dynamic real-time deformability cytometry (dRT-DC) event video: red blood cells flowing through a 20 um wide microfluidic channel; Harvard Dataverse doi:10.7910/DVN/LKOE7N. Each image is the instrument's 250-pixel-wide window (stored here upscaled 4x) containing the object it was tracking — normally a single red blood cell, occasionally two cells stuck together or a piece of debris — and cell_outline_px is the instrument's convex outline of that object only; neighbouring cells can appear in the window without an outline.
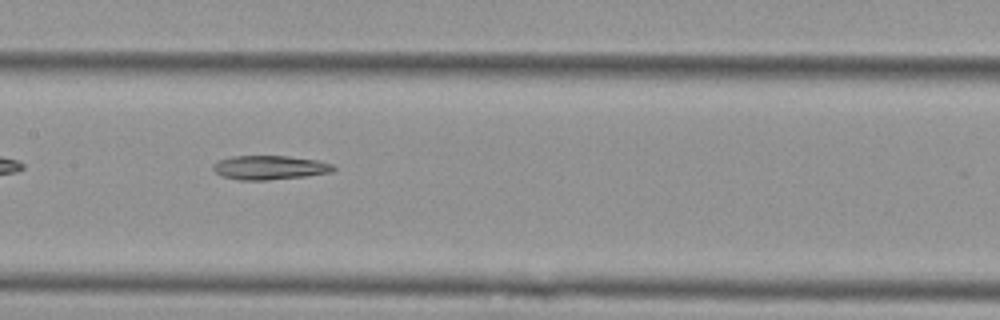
{"species": "Egyptian fruit bat (a non-hibernating species)", "species_latin": "Rousettus aegyptiacus", "temperature_condition": "cold", "stored_images_in_passage": 39, "camera_frame_rate_fps": 3000, "um_per_image_px": 0.085, "animal": {"sex": "female"}, "frame": {"image": 1, "passage_image": 12, "time_ms": 3.667, "image_size_px": [1000, 320], "cell_outline_px": [[336, 168], [332, 172], [304, 176], [268, 180], [240, 180], [220, 176], [212, 168], [212, 164], [216, 160], [232, 156], [288, 156], [316, 160], [332, 164]], "centroid_in_image_um": [22.87, 14.24], "position_along_channel_um": 184.5, "area_um2": 16.94}}
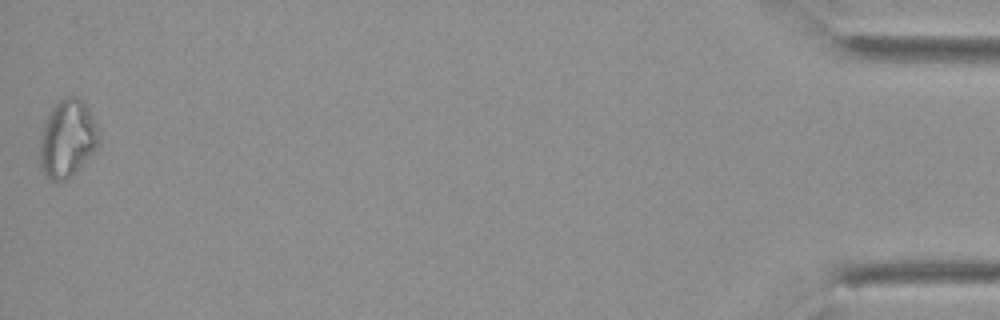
{"frame": {"image": 2, "passage_image": 39, "time_ms": 12.667, "image_size_px": [1000, 320], "cell_outline_px": [[100, 144], [72, 176], [64, 180], [52, 180], [44, 176], [40, 168], [40, 140], [44, 120], [52, 108], [64, 96], [76, 96], [84, 100], [100, 132]], "centroid_in_image_um": [5.73, 11.77], "position_along_channel_um": 429.5, "area_um2": 26.93}}